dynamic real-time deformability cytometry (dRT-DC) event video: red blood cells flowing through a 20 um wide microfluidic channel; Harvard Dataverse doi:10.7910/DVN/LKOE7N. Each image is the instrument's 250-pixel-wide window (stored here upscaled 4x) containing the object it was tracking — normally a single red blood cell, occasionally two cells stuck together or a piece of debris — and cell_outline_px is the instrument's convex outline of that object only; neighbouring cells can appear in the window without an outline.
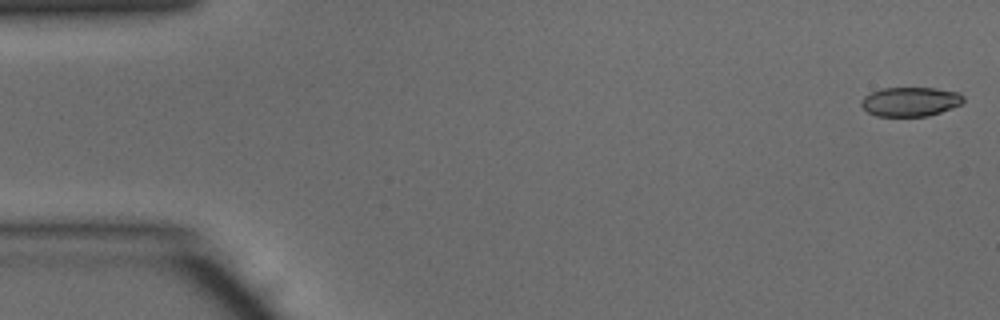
{"species": "common noctule bat (a hibernating species)", "species_latin": "Nyctalus noctula", "temperature_condition": "warm", "stored_images_in_passage": 48, "camera_frame_rate_fps": 3000, "um_per_image_px": 0.085, "animal": {"sex": "male", "body_mass_g": 15.6}, "frame": {"image": 1, "passage_image": 1, "time_ms": 0.0, "image_size_px": [1000, 320], "cell_outline_px": [[964, 100], [960, 104], [952, 108], [928, 116], [876, 116], [868, 112], [860, 104], [860, 100], [864, 96], [880, 88], [936, 88], [956, 92], [964, 96]], "centroid_in_image_um": [77.35, 8.64], "position_along_channel_um": 7.6, "area_um2": 17.4}}
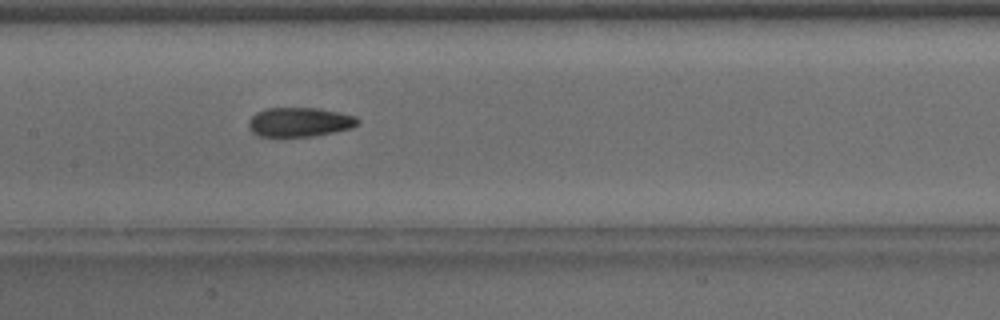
{"frame": {"image": 2, "passage_image": 23, "time_ms": 7.333, "image_size_px": [1000, 320], "cell_outline_px": [[360, 124], [352, 128], [312, 136], [256, 136], [248, 128], [248, 120], [256, 112], [264, 108], [320, 108], [356, 116], [360, 120]], "centroid_in_image_um": [25.45, 10.37], "position_along_channel_um": 181.9, "area_um2": 18.79}}
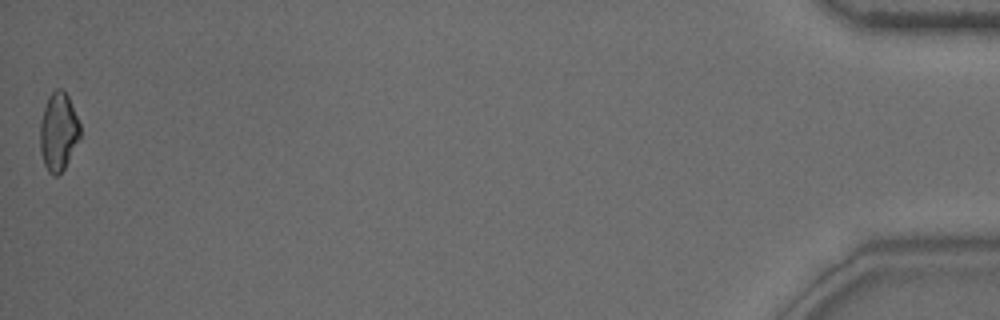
{"frame": {"image": 3, "passage_image": 48, "time_ms": 15.667, "image_size_px": [1000, 320], "cell_outline_px": [[80, 136], [64, 168], [56, 176], [48, 172], [44, 164], [40, 152], [40, 120], [48, 96], [56, 88], [60, 88], [68, 96], [80, 124]], "centroid_in_image_um": [4.94, 11.18], "position_along_channel_um": 430.3, "area_um2": 18.03}, "authors_computed_cell_mechanics": {"area_um2": 18.6983, "velocity_mm_per_s": 4.1664, "shape_relaxation_time_tau1_ms": 9.9258, "shape_relaxation_time_tau2_ms": 2.6062, "deformation_change_tau1": 0.1889, "deformation_change_tau2": 0.0779}}